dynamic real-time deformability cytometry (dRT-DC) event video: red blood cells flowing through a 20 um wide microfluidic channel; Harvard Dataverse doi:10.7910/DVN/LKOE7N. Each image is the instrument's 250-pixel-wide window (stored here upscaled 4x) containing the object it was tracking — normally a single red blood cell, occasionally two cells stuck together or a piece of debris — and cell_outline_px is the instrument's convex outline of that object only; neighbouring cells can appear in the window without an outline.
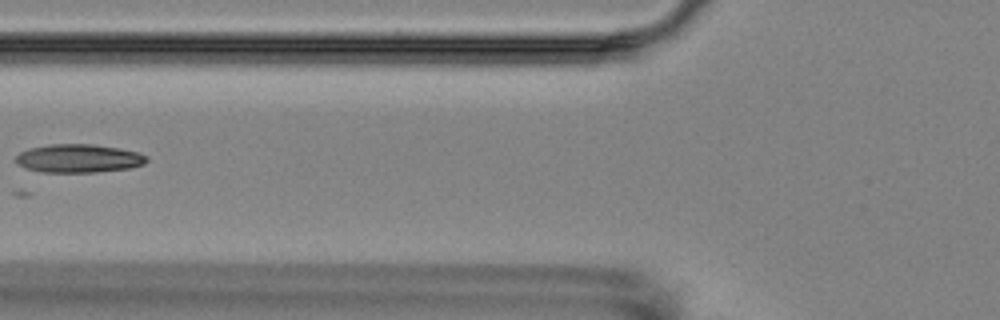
{"species": "Egyptian fruit bat (a non-hibernating species)", "species_latin": "Rousettus aegyptiacus", "temperature_condition": "room temperature", "stored_images_in_passage": 10, "camera_frame_rate_fps": 3000, "um_per_image_px": 0.085, "animal": {"sex": "female"}, "frame": {"image": 1, "passage_image": 5, "time_ms": 4.667, "image_size_px": [1000, 320], "cell_outline_px": [[148, 160], [144, 164], [128, 168], [96, 172], [40, 172], [24, 168], [16, 164], [16, 156], [20, 152], [28, 148], [48, 144], [92, 144], [120, 148], [140, 152], [148, 156]], "centroid_in_image_um": [6.67, 13.46], "position_along_channel_um": 119.1, "area_um2": 21.91}}
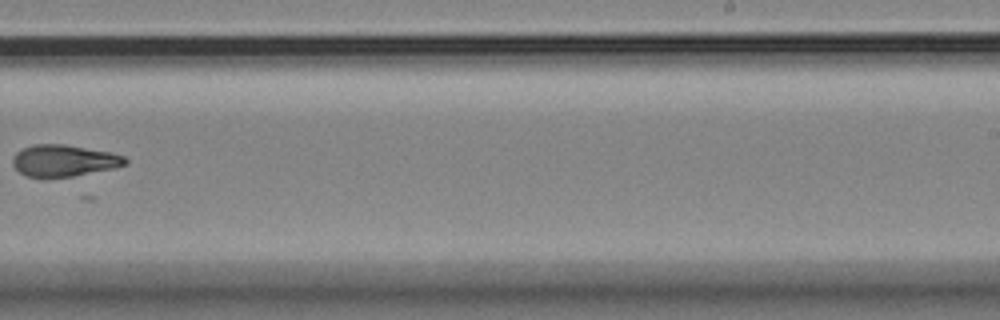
{"frame": {"image": 2, "passage_image": 9, "time_ms": 9.333, "image_size_px": [1000, 320], "cell_outline_px": [[128, 164], [112, 168], [72, 176], [44, 180], [24, 176], [12, 164], [12, 160], [16, 152], [32, 144], [64, 144], [112, 152], [124, 156], [128, 160]], "centroid_in_image_um": [5.4, 13.68], "position_along_channel_um": 283.6, "area_um2": 21.21}}
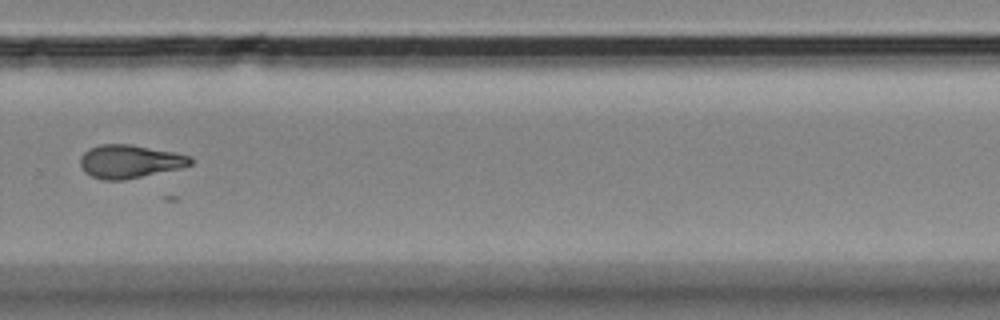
{"frame": {"image": 3, "passage_image": 10, "time_ms": 10.333, "image_size_px": [1000, 320], "cell_outline_px": [[192, 164], [180, 168], [124, 180], [100, 180], [84, 172], [80, 164], [80, 156], [88, 148], [100, 144], [128, 144], [176, 152], [188, 156], [192, 160]], "centroid_in_image_um": [10.98, 13.72], "position_along_channel_um": 318.8, "area_um2": 21.39}}